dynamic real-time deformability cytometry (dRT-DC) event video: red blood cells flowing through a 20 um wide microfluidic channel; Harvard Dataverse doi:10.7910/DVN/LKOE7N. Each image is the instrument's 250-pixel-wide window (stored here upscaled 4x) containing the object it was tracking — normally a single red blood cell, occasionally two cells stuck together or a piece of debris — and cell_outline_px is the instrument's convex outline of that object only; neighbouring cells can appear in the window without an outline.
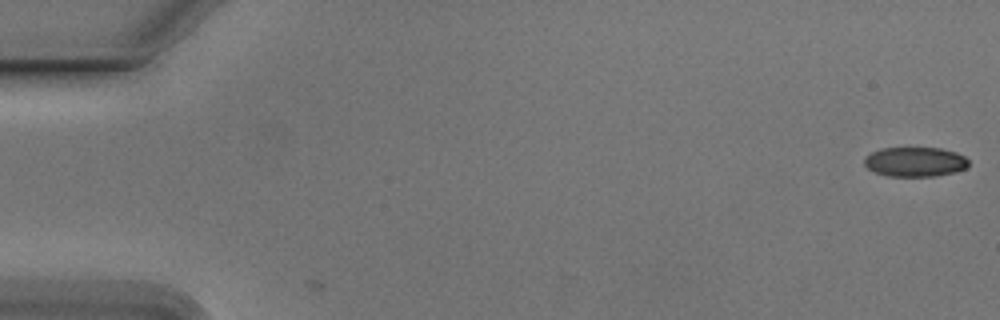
{"species": "Egyptian fruit bat (a non-hibernating species)", "species_latin": "Rousettus aegyptiacus", "temperature_condition": "cold", "stored_images_in_passage": 2, "camera_frame_rate_fps": 3000, "um_per_image_px": 0.085, "animal": {"sex": "male"}, "frame": {"image": 1, "passage_image": 1, "time_ms": 0.0, "image_size_px": [1000, 320], "cell_outline_px": [[968, 168], [956, 172], [936, 176], [888, 176], [876, 172], [868, 168], [864, 164], [864, 156], [880, 148], [940, 148], [956, 152], [964, 156], [968, 160]], "centroid_in_image_um": [77.79, 13.75], "position_along_channel_um": 7.2, "area_um2": 18.09}}